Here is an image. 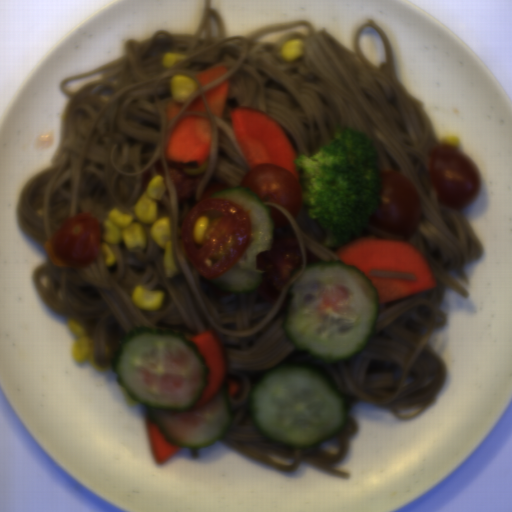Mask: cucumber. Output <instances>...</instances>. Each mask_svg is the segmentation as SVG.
Here are the masks:
<instances>
[{"mask_svg": "<svg viewBox=\"0 0 512 512\" xmlns=\"http://www.w3.org/2000/svg\"><path fill=\"white\" fill-rule=\"evenodd\" d=\"M256 431L286 448L309 450L344 431L349 403L321 370L279 364L264 373L248 398Z\"/></svg>", "mask_w": 512, "mask_h": 512, "instance_id": "888e309b", "label": "cucumber"}, {"mask_svg": "<svg viewBox=\"0 0 512 512\" xmlns=\"http://www.w3.org/2000/svg\"><path fill=\"white\" fill-rule=\"evenodd\" d=\"M211 197H222L234 201L250 211L251 240L233 266L220 276L212 279L213 285L220 290L240 295L258 291L262 284L264 270L256 268L257 252L273 248V220L263 200L252 194L245 187L227 188ZM210 197V198H211Z\"/></svg>", "mask_w": 512, "mask_h": 512, "instance_id": "2a18db57", "label": "cucumber"}, {"mask_svg": "<svg viewBox=\"0 0 512 512\" xmlns=\"http://www.w3.org/2000/svg\"><path fill=\"white\" fill-rule=\"evenodd\" d=\"M381 302L365 271L342 259L308 265L283 303V332L321 364L347 362L375 334Z\"/></svg>", "mask_w": 512, "mask_h": 512, "instance_id": "586b57bf", "label": "cucumber"}, {"mask_svg": "<svg viewBox=\"0 0 512 512\" xmlns=\"http://www.w3.org/2000/svg\"><path fill=\"white\" fill-rule=\"evenodd\" d=\"M111 364L117 384L147 406L149 420L168 444L197 449L228 434L235 414L223 388L193 410L209 385V369L184 332L134 326L120 338Z\"/></svg>", "mask_w": 512, "mask_h": 512, "instance_id": "8b760119", "label": "cucumber"}]
</instances>
